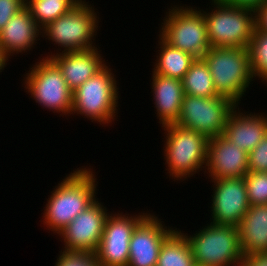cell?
<instances>
[{"label":"cell","instance_id":"25","mask_svg":"<svg viewBox=\"0 0 267 266\" xmlns=\"http://www.w3.org/2000/svg\"><path fill=\"white\" fill-rule=\"evenodd\" d=\"M248 52L254 80L258 78L267 86V32L254 28Z\"/></svg>","mask_w":267,"mask_h":266},{"label":"cell","instance_id":"15","mask_svg":"<svg viewBox=\"0 0 267 266\" xmlns=\"http://www.w3.org/2000/svg\"><path fill=\"white\" fill-rule=\"evenodd\" d=\"M211 180L241 178L248 174V153L223 134L209 139L204 174Z\"/></svg>","mask_w":267,"mask_h":266},{"label":"cell","instance_id":"5","mask_svg":"<svg viewBox=\"0 0 267 266\" xmlns=\"http://www.w3.org/2000/svg\"><path fill=\"white\" fill-rule=\"evenodd\" d=\"M110 65H105L99 72L72 92L71 115L99 122L102 127L118 121L119 85ZM118 108V109H117ZM116 117V118H115ZM106 126H105V125Z\"/></svg>","mask_w":267,"mask_h":266},{"label":"cell","instance_id":"14","mask_svg":"<svg viewBox=\"0 0 267 266\" xmlns=\"http://www.w3.org/2000/svg\"><path fill=\"white\" fill-rule=\"evenodd\" d=\"M155 213H149L134 229L127 266H156L164 240L175 230Z\"/></svg>","mask_w":267,"mask_h":266},{"label":"cell","instance_id":"19","mask_svg":"<svg viewBox=\"0 0 267 266\" xmlns=\"http://www.w3.org/2000/svg\"><path fill=\"white\" fill-rule=\"evenodd\" d=\"M151 79L152 99L158 123L161 127L176 124L184 97L182 81L156 73H152Z\"/></svg>","mask_w":267,"mask_h":266},{"label":"cell","instance_id":"22","mask_svg":"<svg viewBox=\"0 0 267 266\" xmlns=\"http://www.w3.org/2000/svg\"><path fill=\"white\" fill-rule=\"evenodd\" d=\"M156 266H196L188 239L179 228L162 243Z\"/></svg>","mask_w":267,"mask_h":266},{"label":"cell","instance_id":"33","mask_svg":"<svg viewBox=\"0 0 267 266\" xmlns=\"http://www.w3.org/2000/svg\"><path fill=\"white\" fill-rule=\"evenodd\" d=\"M9 62L3 57L1 51H0V73L5 70V67L7 66Z\"/></svg>","mask_w":267,"mask_h":266},{"label":"cell","instance_id":"18","mask_svg":"<svg viewBox=\"0 0 267 266\" xmlns=\"http://www.w3.org/2000/svg\"><path fill=\"white\" fill-rule=\"evenodd\" d=\"M236 106L229 114L223 135L237 148L251 152L267 134V114L249 111L241 112Z\"/></svg>","mask_w":267,"mask_h":266},{"label":"cell","instance_id":"4","mask_svg":"<svg viewBox=\"0 0 267 266\" xmlns=\"http://www.w3.org/2000/svg\"><path fill=\"white\" fill-rule=\"evenodd\" d=\"M202 59L209 68L217 94L240 105L254 81L248 48L211 47Z\"/></svg>","mask_w":267,"mask_h":266},{"label":"cell","instance_id":"1","mask_svg":"<svg viewBox=\"0 0 267 266\" xmlns=\"http://www.w3.org/2000/svg\"><path fill=\"white\" fill-rule=\"evenodd\" d=\"M89 167L81 166L71 171L54 186L42 212V224L49 232L59 234L97 199V176Z\"/></svg>","mask_w":267,"mask_h":266},{"label":"cell","instance_id":"26","mask_svg":"<svg viewBox=\"0 0 267 266\" xmlns=\"http://www.w3.org/2000/svg\"><path fill=\"white\" fill-rule=\"evenodd\" d=\"M244 180L250 206L267 204V172L248 171Z\"/></svg>","mask_w":267,"mask_h":266},{"label":"cell","instance_id":"24","mask_svg":"<svg viewBox=\"0 0 267 266\" xmlns=\"http://www.w3.org/2000/svg\"><path fill=\"white\" fill-rule=\"evenodd\" d=\"M81 1H47L26 0L35 22L42 29L49 23L63 16L70 8L77 6Z\"/></svg>","mask_w":267,"mask_h":266},{"label":"cell","instance_id":"9","mask_svg":"<svg viewBox=\"0 0 267 266\" xmlns=\"http://www.w3.org/2000/svg\"><path fill=\"white\" fill-rule=\"evenodd\" d=\"M24 76L22 87L38 105L61 116H71L72 91L49 58L43 56L33 63Z\"/></svg>","mask_w":267,"mask_h":266},{"label":"cell","instance_id":"28","mask_svg":"<svg viewBox=\"0 0 267 266\" xmlns=\"http://www.w3.org/2000/svg\"><path fill=\"white\" fill-rule=\"evenodd\" d=\"M248 171L267 172V134L263 140L248 153Z\"/></svg>","mask_w":267,"mask_h":266},{"label":"cell","instance_id":"31","mask_svg":"<svg viewBox=\"0 0 267 266\" xmlns=\"http://www.w3.org/2000/svg\"><path fill=\"white\" fill-rule=\"evenodd\" d=\"M225 4L257 10L266 0H220Z\"/></svg>","mask_w":267,"mask_h":266},{"label":"cell","instance_id":"27","mask_svg":"<svg viewBox=\"0 0 267 266\" xmlns=\"http://www.w3.org/2000/svg\"><path fill=\"white\" fill-rule=\"evenodd\" d=\"M54 266H100L95 253L77 251H59Z\"/></svg>","mask_w":267,"mask_h":266},{"label":"cell","instance_id":"29","mask_svg":"<svg viewBox=\"0 0 267 266\" xmlns=\"http://www.w3.org/2000/svg\"><path fill=\"white\" fill-rule=\"evenodd\" d=\"M25 5L26 0H0V31Z\"/></svg>","mask_w":267,"mask_h":266},{"label":"cell","instance_id":"32","mask_svg":"<svg viewBox=\"0 0 267 266\" xmlns=\"http://www.w3.org/2000/svg\"><path fill=\"white\" fill-rule=\"evenodd\" d=\"M241 266H267V254L244 257Z\"/></svg>","mask_w":267,"mask_h":266},{"label":"cell","instance_id":"34","mask_svg":"<svg viewBox=\"0 0 267 266\" xmlns=\"http://www.w3.org/2000/svg\"><path fill=\"white\" fill-rule=\"evenodd\" d=\"M47 1H83V0H47Z\"/></svg>","mask_w":267,"mask_h":266},{"label":"cell","instance_id":"2","mask_svg":"<svg viewBox=\"0 0 267 266\" xmlns=\"http://www.w3.org/2000/svg\"><path fill=\"white\" fill-rule=\"evenodd\" d=\"M162 128L165 132L162 150L169 178L180 183L206 169L209 139L205 135L178 124Z\"/></svg>","mask_w":267,"mask_h":266},{"label":"cell","instance_id":"16","mask_svg":"<svg viewBox=\"0 0 267 266\" xmlns=\"http://www.w3.org/2000/svg\"><path fill=\"white\" fill-rule=\"evenodd\" d=\"M42 29L35 22L30 9L25 5L0 31V51L9 61L11 56L27 53L40 40Z\"/></svg>","mask_w":267,"mask_h":266},{"label":"cell","instance_id":"17","mask_svg":"<svg viewBox=\"0 0 267 266\" xmlns=\"http://www.w3.org/2000/svg\"><path fill=\"white\" fill-rule=\"evenodd\" d=\"M99 49L100 47H95L82 51L59 52L49 59L61 71L66 84L73 92L108 63Z\"/></svg>","mask_w":267,"mask_h":266},{"label":"cell","instance_id":"7","mask_svg":"<svg viewBox=\"0 0 267 266\" xmlns=\"http://www.w3.org/2000/svg\"><path fill=\"white\" fill-rule=\"evenodd\" d=\"M192 235L184 233L196 266H241L244 260L238 229L232 225L207 223Z\"/></svg>","mask_w":267,"mask_h":266},{"label":"cell","instance_id":"3","mask_svg":"<svg viewBox=\"0 0 267 266\" xmlns=\"http://www.w3.org/2000/svg\"><path fill=\"white\" fill-rule=\"evenodd\" d=\"M89 4V1H81L77 6L70 8L63 16L49 23L41 31V37L52 42L56 46V53L45 56L49 58L53 54L66 51H82L95 48L99 25L98 11ZM93 40V41H92ZM58 47V48H57ZM63 49V50H62Z\"/></svg>","mask_w":267,"mask_h":266},{"label":"cell","instance_id":"13","mask_svg":"<svg viewBox=\"0 0 267 266\" xmlns=\"http://www.w3.org/2000/svg\"><path fill=\"white\" fill-rule=\"evenodd\" d=\"M210 181L214 183L210 223L237 227L250 208L244 177Z\"/></svg>","mask_w":267,"mask_h":266},{"label":"cell","instance_id":"8","mask_svg":"<svg viewBox=\"0 0 267 266\" xmlns=\"http://www.w3.org/2000/svg\"><path fill=\"white\" fill-rule=\"evenodd\" d=\"M170 8L159 27V35L173 47L201 59L211 48L202 11L199 7L177 3Z\"/></svg>","mask_w":267,"mask_h":266},{"label":"cell","instance_id":"21","mask_svg":"<svg viewBox=\"0 0 267 266\" xmlns=\"http://www.w3.org/2000/svg\"><path fill=\"white\" fill-rule=\"evenodd\" d=\"M159 48L156 53V58L153 64L152 73L162 76L171 77L182 80L191 64L195 61V57L180 49H177L167 43L160 35H158Z\"/></svg>","mask_w":267,"mask_h":266},{"label":"cell","instance_id":"30","mask_svg":"<svg viewBox=\"0 0 267 266\" xmlns=\"http://www.w3.org/2000/svg\"><path fill=\"white\" fill-rule=\"evenodd\" d=\"M256 28L267 32V0L255 11Z\"/></svg>","mask_w":267,"mask_h":266},{"label":"cell","instance_id":"6","mask_svg":"<svg viewBox=\"0 0 267 266\" xmlns=\"http://www.w3.org/2000/svg\"><path fill=\"white\" fill-rule=\"evenodd\" d=\"M210 3L214 8L211 11L200 9L206 21L209 46L248 48L256 27L255 10L225 4L220 0H210Z\"/></svg>","mask_w":267,"mask_h":266},{"label":"cell","instance_id":"10","mask_svg":"<svg viewBox=\"0 0 267 266\" xmlns=\"http://www.w3.org/2000/svg\"><path fill=\"white\" fill-rule=\"evenodd\" d=\"M236 106L230 99L220 95L197 97L184 94L176 124L211 139L223 134L226 120Z\"/></svg>","mask_w":267,"mask_h":266},{"label":"cell","instance_id":"12","mask_svg":"<svg viewBox=\"0 0 267 266\" xmlns=\"http://www.w3.org/2000/svg\"><path fill=\"white\" fill-rule=\"evenodd\" d=\"M98 199L57 235L60 241L64 242L61 250L91 253L98 250L105 221L110 213Z\"/></svg>","mask_w":267,"mask_h":266},{"label":"cell","instance_id":"11","mask_svg":"<svg viewBox=\"0 0 267 266\" xmlns=\"http://www.w3.org/2000/svg\"><path fill=\"white\" fill-rule=\"evenodd\" d=\"M149 213L150 211L136 215L120 211L109 213L98 250L95 252L100 266H127L132 233Z\"/></svg>","mask_w":267,"mask_h":266},{"label":"cell","instance_id":"23","mask_svg":"<svg viewBox=\"0 0 267 266\" xmlns=\"http://www.w3.org/2000/svg\"><path fill=\"white\" fill-rule=\"evenodd\" d=\"M181 81L186 95L197 97L219 96L215 90L209 68L202 58L195 59Z\"/></svg>","mask_w":267,"mask_h":266},{"label":"cell","instance_id":"20","mask_svg":"<svg viewBox=\"0 0 267 266\" xmlns=\"http://www.w3.org/2000/svg\"><path fill=\"white\" fill-rule=\"evenodd\" d=\"M237 229L244 257L267 254V204L250 206Z\"/></svg>","mask_w":267,"mask_h":266}]
</instances>
